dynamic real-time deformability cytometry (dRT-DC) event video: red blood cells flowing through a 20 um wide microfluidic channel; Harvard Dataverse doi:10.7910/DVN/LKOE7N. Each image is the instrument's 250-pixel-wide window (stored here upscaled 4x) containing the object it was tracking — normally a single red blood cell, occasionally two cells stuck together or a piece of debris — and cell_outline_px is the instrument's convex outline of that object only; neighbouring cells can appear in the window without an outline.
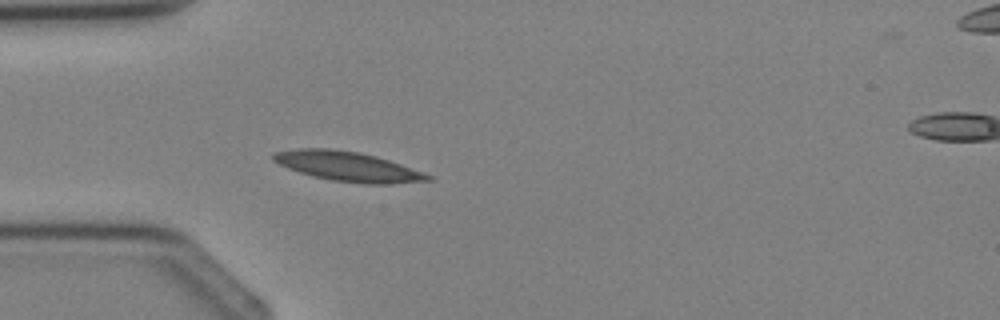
{"species": "Egyptian fruit bat (a non-hibernating species)", "species_latin": "Rousettus aegyptiacus", "temperature_condition": "cold", "stored_images_in_passage": 3, "camera_frame_rate_fps": 3000, "um_per_image_px": 0.085, "animal": {"sex": "female"}, "frame": {"image": 1, "passage_image": 2, "time_ms": 2.0, "image_size_px": [1000, 320], "cell_outline_px": [[432, 180], [392, 184], [364, 184], [332, 180], [312, 176], [288, 168], [272, 160], [272, 152], [296, 148], [332, 148], [360, 152], [376, 156], [400, 164], [432, 176]], "centroid_in_image_um": [29.52, 14.14], "position_along_channel_um": 55.5, "area_um2": 26.7}}